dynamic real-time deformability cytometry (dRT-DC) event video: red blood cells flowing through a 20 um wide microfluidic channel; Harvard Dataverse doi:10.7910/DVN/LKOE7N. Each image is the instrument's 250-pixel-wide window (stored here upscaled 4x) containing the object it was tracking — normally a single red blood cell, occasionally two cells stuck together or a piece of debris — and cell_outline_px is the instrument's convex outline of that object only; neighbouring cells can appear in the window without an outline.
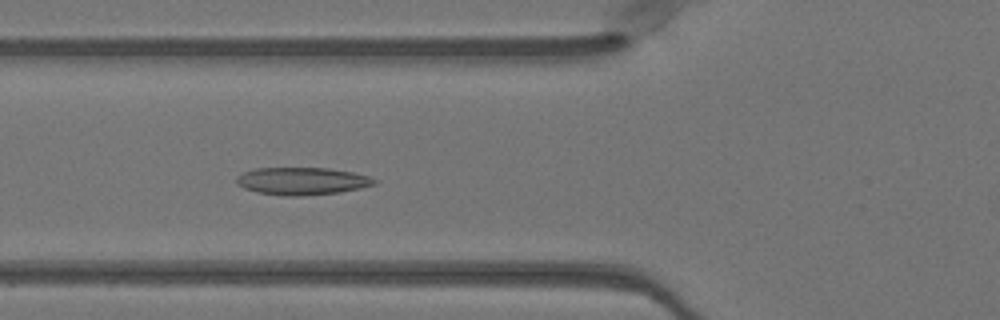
{"species": "Egyptian fruit bat (a non-hibernating species)", "species_latin": "Rousettus aegyptiacus", "temperature_condition": "warm", "stored_images_in_passage": 50, "camera_frame_rate_fps": 3000, "um_per_image_px": 0.085, "animal": {"sex": "female"}, "frame": {"image": 1, "passage_image": 19, "time_ms": 6.0, "image_size_px": [1000, 320], "cell_outline_px": [[380, 180], [376, 184], [360, 188], [340, 192], [300, 196], [284, 196], [256, 192], [244, 188], [236, 184], [236, 176], [244, 172], [256, 168], [328, 168], [352, 172], [368, 176]], "centroid_in_image_um": [25.68, 15.39], "position_along_channel_um": 100.1, "area_um2": 22.2}}
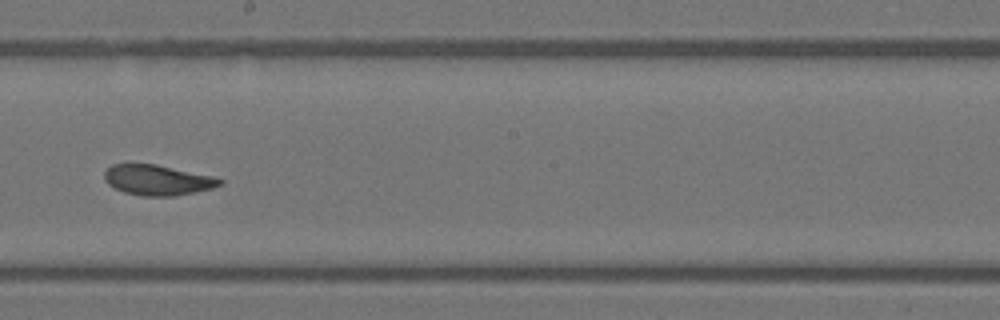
{"frame": {"image": 2, "passage_image": 29, "time_ms": 9.333, "image_size_px": [1000, 320], "cell_outline_px": [[224, 184], [212, 188], [196, 192], [176, 196], [140, 196], [124, 192], [108, 184], [104, 180], [104, 172], [112, 164], [156, 164], [212, 176], [224, 180]], "centroid_in_image_um": [13.4, 15.31], "position_along_channel_um": 234.8, "area_um2": 20.46}}
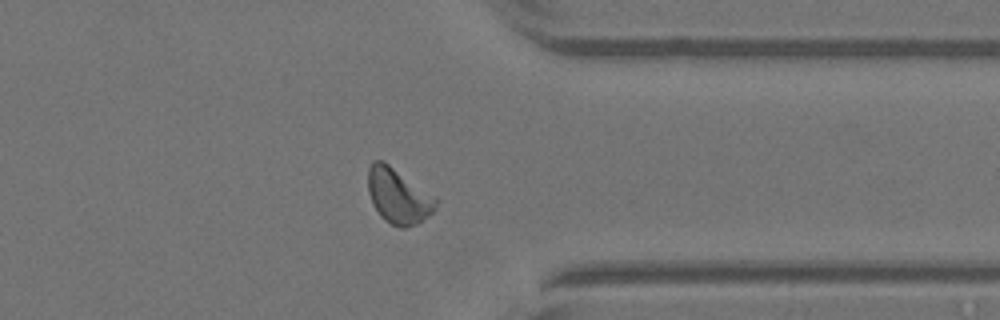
{"frame": {"image": 3, "passage_image": 40, "time_ms": 13.0, "image_size_px": [1000, 320], "cell_outline_px": [[436, 204], [432, 212], [416, 224], [404, 228], [400, 228], [384, 220], [380, 216], [372, 204], [368, 192], [368, 168], [372, 160], [380, 160], [388, 164], [436, 196]], "centroid_in_image_um": [33.82, 16.65], "position_along_channel_um": 377.6, "area_um2": 21.68}, "authors_computed_cell_mechanics": {"area_um2": 21.2704, "velocity_mm_per_s": 4.0322, "shape_relaxation_time_tau1_ms": 5.146, "shape_relaxation_time_tau2_ms": 1.6249, "deformation_change_tau1": 0.1489, "deformation_change_tau2": 0.0807}}